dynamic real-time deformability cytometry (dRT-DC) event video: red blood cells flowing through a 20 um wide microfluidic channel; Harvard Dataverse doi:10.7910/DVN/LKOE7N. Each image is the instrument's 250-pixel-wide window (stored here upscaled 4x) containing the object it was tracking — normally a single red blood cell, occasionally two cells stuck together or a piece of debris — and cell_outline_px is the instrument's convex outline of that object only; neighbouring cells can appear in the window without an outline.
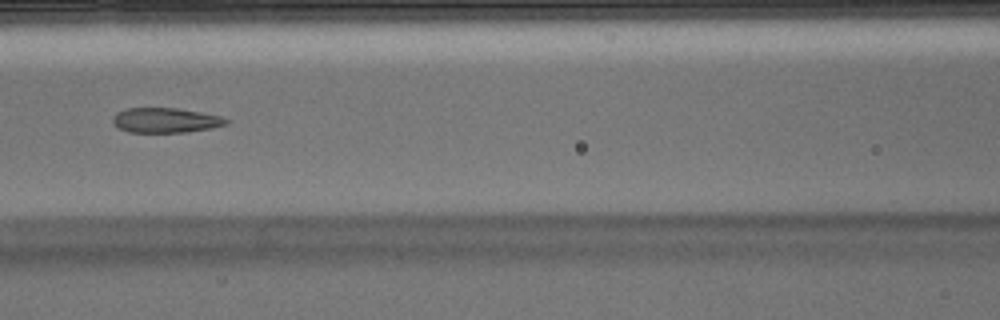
{"species": "Egyptian fruit bat (a non-hibernating species)", "species_latin": "Rousettus aegyptiacus", "temperature_condition": "warm", "stored_images_in_passage": 44, "camera_frame_rate_fps": 3000, "um_per_image_px": 0.085, "animal": {"sex": "male"}, "frame": {"image": 1, "passage_image": 15, "time_ms": 4.667, "image_size_px": [1000, 320], "cell_outline_px": [[232, 120], [228, 124], [212, 128], [188, 132], [128, 132], [120, 128], [112, 120], [116, 112], [124, 108], [176, 108], [200, 112], [220, 116]], "centroid_in_image_um": [14.11, 10.22], "position_along_channel_um": 152.5, "area_um2": 16.47}}
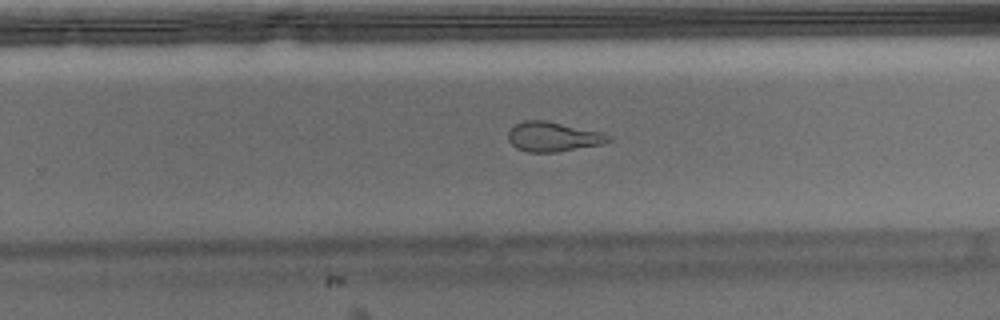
{"frame": {"image": 2, "passage_image": 25, "time_ms": 8.0, "image_size_px": [1000, 320], "cell_outline_px": [[612, 140], [604, 144], [556, 152], [528, 152], [516, 148], [508, 140], [508, 132], [516, 124], [524, 120], [544, 120], [600, 132], [612, 136]], "centroid_in_image_um": [47.02, 11.63], "position_along_channel_um": 282.8, "area_um2": 17.22}}
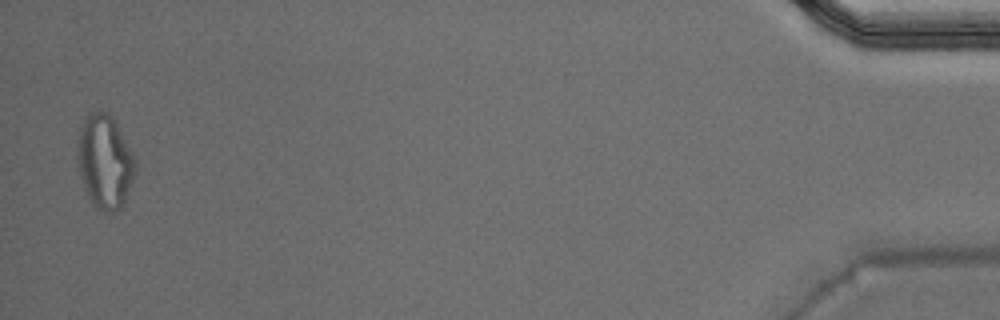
{"frame": {"image": 3, "passage_image": 43, "time_ms": 14.0, "image_size_px": [1000, 320], "cell_outline_px": [[136, 172], [124, 200], [120, 208], [112, 212], [104, 212], [96, 208], [92, 204], [84, 188], [80, 176], [76, 160], [76, 148], [80, 128], [88, 112], [96, 108], [100, 108], [108, 112], [116, 124], [132, 152], [136, 160]], "centroid_in_image_um": [8.87, 13.7], "position_along_channel_um": 426.3, "area_um2": 31.91}, "authors_computed_cell_mechanics": {"area_um2": 18.0047, "velocity_mm_per_s": 3.9175, "shape_relaxation_time_tau1_ms": null, "shape_relaxation_time_tau2_ms": 1.9774, "deformation_change_tau1": null, "deformation_change_tau2": 0.0741}}